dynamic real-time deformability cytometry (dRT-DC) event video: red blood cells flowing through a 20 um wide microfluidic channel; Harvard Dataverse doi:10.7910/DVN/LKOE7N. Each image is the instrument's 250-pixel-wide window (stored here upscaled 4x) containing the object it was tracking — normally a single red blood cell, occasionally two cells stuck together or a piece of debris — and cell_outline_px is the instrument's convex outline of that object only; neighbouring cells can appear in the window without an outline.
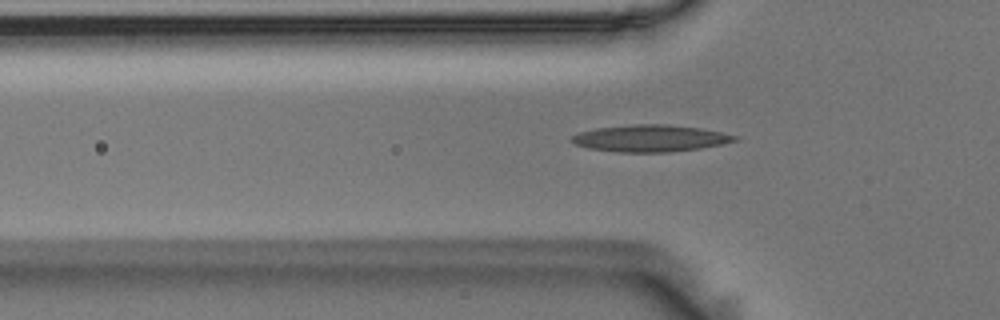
{"species": "Egyptian fruit bat (a non-hibernating species)", "species_latin": "Rousettus aegyptiacus", "temperature_condition": "room temperature", "stored_images_in_passage": 42, "camera_frame_rate_fps": 3000, "um_per_image_px": 0.085, "animal": {"sex": "male"}, "frame": {"image": 1, "passage_image": 5, "time_ms": 1.333, "image_size_px": [1000, 320], "cell_outline_px": [[740, 140], [700, 148], [668, 152], [616, 152], [588, 148], [576, 144], [568, 140], [572, 136], [580, 132], [596, 128], [632, 124], [668, 124], [700, 128], [740, 136]], "centroid_in_image_um": [55.27, 11.75], "position_along_channel_um": 70.5, "area_um2": 25.55}}
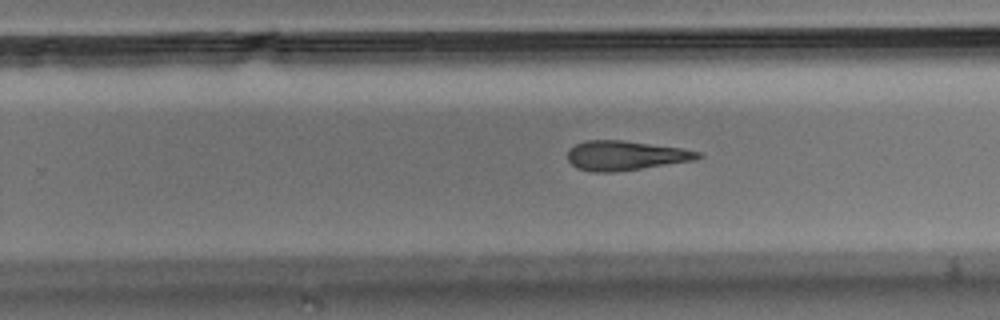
{"frame": {"image": 2, "passage_image": 22, "time_ms": 7.0, "image_size_px": [1000, 320], "cell_outline_px": [[704, 156], [696, 160], [612, 172], [592, 172], [576, 168], [568, 160], [568, 148], [584, 140], [624, 140], [684, 148], [700, 152]], "centroid_in_image_um": [53.16, 13.21], "position_along_channel_um": 276.6, "area_um2": 22.54}}
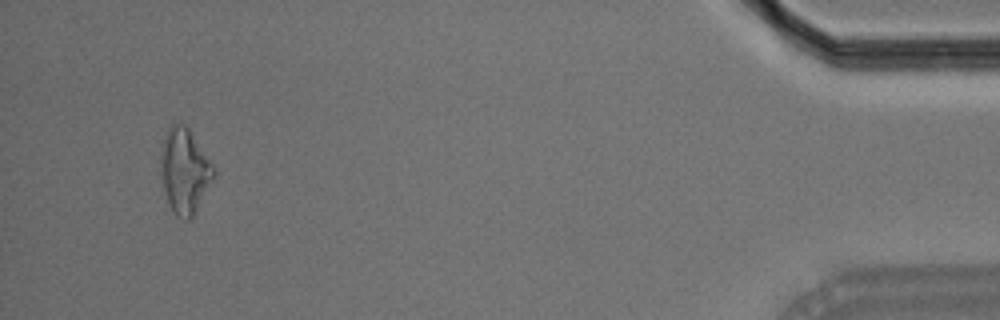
{"frame": {"image": 3, "passage_image": 40, "time_ms": 13.0, "image_size_px": [1000, 320], "cell_outline_px": [[216, 172], [212, 180], [192, 216], [188, 220], [184, 220], [176, 216], [168, 200], [164, 188], [160, 172], [160, 144], [168, 128], [172, 124], [184, 124], [188, 128], [216, 168]], "centroid_in_image_um": [15.67, 14.48], "position_along_channel_um": 419.5, "area_um2": 25.95}}